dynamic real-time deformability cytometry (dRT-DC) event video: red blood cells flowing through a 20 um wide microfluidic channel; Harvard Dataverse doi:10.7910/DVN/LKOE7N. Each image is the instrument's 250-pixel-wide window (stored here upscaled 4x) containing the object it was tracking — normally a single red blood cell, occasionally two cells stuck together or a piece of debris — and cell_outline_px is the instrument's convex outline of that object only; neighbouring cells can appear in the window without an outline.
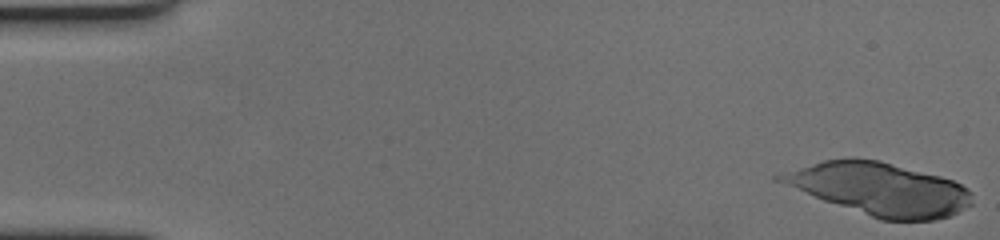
{"species": "human", "species_latin": "Homo sapiens", "temperature_condition": "cold", "stored_images_in_passage": 18, "camera_frame_rate_fps": 3000, "um_per_image_px": 0.085, "donor": {"sex": "female"}, "frame": {"image": 1, "passage_image": 1, "time_ms": 0.0, "image_size_px": [1000, 240], "cell_outline_px": [[972, 204], [948, 216], [936, 220], [880, 220], [824, 200], [772, 180], [772, 176], [784, 172], [824, 160], [852, 156], [880, 160], [940, 176], [952, 180], [968, 188], [972, 192]], "centroid_in_image_um": [74.74, 16.04], "position_along_channel_um": 10.3, "area_um2": 58.67}}